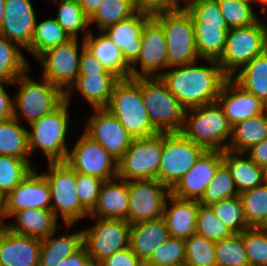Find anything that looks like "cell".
<instances>
[{
	"label": "cell",
	"mask_w": 267,
	"mask_h": 266,
	"mask_svg": "<svg viewBox=\"0 0 267 266\" xmlns=\"http://www.w3.org/2000/svg\"><path fill=\"white\" fill-rule=\"evenodd\" d=\"M205 60L209 65L172 66L168 71L160 73L161 80L171 94L186 109L215 103L220 91L229 78L215 59Z\"/></svg>",
	"instance_id": "obj_1"
},
{
	"label": "cell",
	"mask_w": 267,
	"mask_h": 266,
	"mask_svg": "<svg viewBox=\"0 0 267 266\" xmlns=\"http://www.w3.org/2000/svg\"><path fill=\"white\" fill-rule=\"evenodd\" d=\"M107 110L120 121L132 138H145L159 133L152 126L144 106L141 78L120 79L113 88Z\"/></svg>",
	"instance_id": "obj_2"
},
{
	"label": "cell",
	"mask_w": 267,
	"mask_h": 266,
	"mask_svg": "<svg viewBox=\"0 0 267 266\" xmlns=\"http://www.w3.org/2000/svg\"><path fill=\"white\" fill-rule=\"evenodd\" d=\"M181 132L206 150L224 151L228 148L227 139H231L232 126L215 102L186 110Z\"/></svg>",
	"instance_id": "obj_3"
},
{
	"label": "cell",
	"mask_w": 267,
	"mask_h": 266,
	"mask_svg": "<svg viewBox=\"0 0 267 266\" xmlns=\"http://www.w3.org/2000/svg\"><path fill=\"white\" fill-rule=\"evenodd\" d=\"M71 103L64 100L56 109L45 114L30 124L28 130L29 150L40 148L48 159V163L65 162L68 155L66 134L69 127V111Z\"/></svg>",
	"instance_id": "obj_4"
},
{
	"label": "cell",
	"mask_w": 267,
	"mask_h": 266,
	"mask_svg": "<svg viewBox=\"0 0 267 266\" xmlns=\"http://www.w3.org/2000/svg\"><path fill=\"white\" fill-rule=\"evenodd\" d=\"M43 83L31 79L25 72L11 84L18 85V92L13 97V117L25 118L29 124L56 109L64 100L65 92L43 78ZM20 114V115H19Z\"/></svg>",
	"instance_id": "obj_5"
},
{
	"label": "cell",
	"mask_w": 267,
	"mask_h": 266,
	"mask_svg": "<svg viewBox=\"0 0 267 266\" xmlns=\"http://www.w3.org/2000/svg\"><path fill=\"white\" fill-rule=\"evenodd\" d=\"M141 92L151 124L159 133L182 131L186 109L160 77L141 78Z\"/></svg>",
	"instance_id": "obj_6"
},
{
	"label": "cell",
	"mask_w": 267,
	"mask_h": 266,
	"mask_svg": "<svg viewBox=\"0 0 267 266\" xmlns=\"http://www.w3.org/2000/svg\"><path fill=\"white\" fill-rule=\"evenodd\" d=\"M267 49V25L261 21L231 28L227 32L224 50L217 59L222 71L231 78L237 70Z\"/></svg>",
	"instance_id": "obj_7"
},
{
	"label": "cell",
	"mask_w": 267,
	"mask_h": 266,
	"mask_svg": "<svg viewBox=\"0 0 267 266\" xmlns=\"http://www.w3.org/2000/svg\"><path fill=\"white\" fill-rule=\"evenodd\" d=\"M48 172H43L51 192V210L60 214L65 226L72 227L80 219L87 218L89 211L77 196L76 172L65 162L48 163ZM60 212V213H59Z\"/></svg>",
	"instance_id": "obj_8"
},
{
	"label": "cell",
	"mask_w": 267,
	"mask_h": 266,
	"mask_svg": "<svg viewBox=\"0 0 267 266\" xmlns=\"http://www.w3.org/2000/svg\"><path fill=\"white\" fill-rule=\"evenodd\" d=\"M161 23L167 44L168 68L197 62L193 22L184 6L154 15Z\"/></svg>",
	"instance_id": "obj_9"
},
{
	"label": "cell",
	"mask_w": 267,
	"mask_h": 266,
	"mask_svg": "<svg viewBox=\"0 0 267 266\" xmlns=\"http://www.w3.org/2000/svg\"><path fill=\"white\" fill-rule=\"evenodd\" d=\"M206 149L182 132L163 133V149L157 180L170 190L201 157Z\"/></svg>",
	"instance_id": "obj_10"
},
{
	"label": "cell",
	"mask_w": 267,
	"mask_h": 266,
	"mask_svg": "<svg viewBox=\"0 0 267 266\" xmlns=\"http://www.w3.org/2000/svg\"><path fill=\"white\" fill-rule=\"evenodd\" d=\"M163 149V133L133 138L131 145L118 161L117 177L126 181L156 179Z\"/></svg>",
	"instance_id": "obj_11"
},
{
	"label": "cell",
	"mask_w": 267,
	"mask_h": 266,
	"mask_svg": "<svg viewBox=\"0 0 267 266\" xmlns=\"http://www.w3.org/2000/svg\"><path fill=\"white\" fill-rule=\"evenodd\" d=\"M77 41V38H72L64 44L47 49L37 57L44 71L43 78L65 92V100L68 103L72 95L70 87L78 77L79 59L82 48L85 47L83 39L81 46ZM79 46L80 53L78 52Z\"/></svg>",
	"instance_id": "obj_12"
},
{
	"label": "cell",
	"mask_w": 267,
	"mask_h": 266,
	"mask_svg": "<svg viewBox=\"0 0 267 266\" xmlns=\"http://www.w3.org/2000/svg\"><path fill=\"white\" fill-rule=\"evenodd\" d=\"M128 223L131 225L163 217L171 190L157 179L128 181Z\"/></svg>",
	"instance_id": "obj_13"
},
{
	"label": "cell",
	"mask_w": 267,
	"mask_h": 266,
	"mask_svg": "<svg viewBox=\"0 0 267 266\" xmlns=\"http://www.w3.org/2000/svg\"><path fill=\"white\" fill-rule=\"evenodd\" d=\"M95 220L94 226L83 229V246L91 260L102 262L129 247L130 223L114 219Z\"/></svg>",
	"instance_id": "obj_14"
},
{
	"label": "cell",
	"mask_w": 267,
	"mask_h": 266,
	"mask_svg": "<svg viewBox=\"0 0 267 266\" xmlns=\"http://www.w3.org/2000/svg\"><path fill=\"white\" fill-rule=\"evenodd\" d=\"M142 46L137 59L130 65L131 78L160 77L161 70L168 68L167 44L161 23L151 16L141 32ZM137 63L140 70H137Z\"/></svg>",
	"instance_id": "obj_15"
},
{
	"label": "cell",
	"mask_w": 267,
	"mask_h": 266,
	"mask_svg": "<svg viewBox=\"0 0 267 266\" xmlns=\"http://www.w3.org/2000/svg\"><path fill=\"white\" fill-rule=\"evenodd\" d=\"M75 143L65 161L75 172L96 176L104 181L117 177L118 161L97 141L84 132Z\"/></svg>",
	"instance_id": "obj_16"
},
{
	"label": "cell",
	"mask_w": 267,
	"mask_h": 266,
	"mask_svg": "<svg viewBox=\"0 0 267 266\" xmlns=\"http://www.w3.org/2000/svg\"><path fill=\"white\" fill-rule=\"evenodd\" d=\"M94 112L84 132L119 161L131 145L132 136L107 109H94Z\"/></svg>",
	"instance_id": "obj_17"
},
{
	"label": "cell",
	"mask_w": 267,
	"mask_h": 266,
	"mask_svg": "<svg viewBox=\"0 0 267 266\" xmlns=\"http://www.w3.org/2000/svg\"><path fill=\"white\" fill-rule=\"evenodd\" d=\"M51 192L44 174L32 171L5 196V217L24 209L51 210Z\"/></svg>",
	"instance_id": "obj_18"
},
{
	"label": "cell",
	"mask_w": 267,
	"mask_h": 266,
	"mask_svg": "<svg viewBox=\"0 0 267 266\" xmlns=\"http://www.w3.org/2000/svg\"><path fill=\"white\" fill-rule=\"evenodd\" d=\"M224 151L206 150L196 164L171 189L177 198L199 201L218 166L223 162Z\"/></svg>",
	"instance_id": "obj_19"
},
{
	"label": "cell",
	"mask_w": 267,
	"mask_h": 266,
	"mask_svg": "<svg viewBox=\"0 0 267 266\" xmlns=\"http://www.w3.org/2000/svg\"><path fill=\"white\" fill-rule=\"evenodd\" d=\"M35 10L30 0H6L0 35L26 50L36 26Z\"/></svg>",
	"instance_id": "obj_20"
},
{
	"label": "cell",
	"mask_w": 267,
	"mask_h": 266,
	"mask_svg": "<svg viewBox=\"0 0 267 266\" xmlns=\"http://www.w3.org/2000/svg\"><path fill=\"white\" fill-rule=\"evenodd\" d=\"M216 102L231 126L267 111L261 99L245 91L232 78L225 81Z\"/></svg>",
	"instance_id": "obj_21"
},
{
	"label": "cell",
	"mask_w": 267,
	"mask_h": 266,
	"mask_svg": "<svg viewBox=\"0 0 267 266\" xmlns=\"http://www.w3.org/2000/svg\"><path fill=\"white\" fill-rule=\"evenodd\" d=\"M41 239L0 226V266H39Z\"/></svg>",
	"instance_id": "obj_22"
},
{
	"label": "cell",
	"mask_w": 267,
	"mask_h": 266,
	"mask_svg": "<svg viewBox=\"0 0 267 266\" xmlns=\"http://www.w3.org/2000/svg\"><path fill=\"white\" fill-rule=\"evenodd\" d=\"M151 17L137 12L128 19L110 25L102 32L120 49L123 58L131 65L138 57L142 41L141 32L145 22Z\"/></svg>",
	"instance_id": "obj_23"
},
{
	"label": "cell",
	"mask_w": 267,
	"mask_h": 266,
	"mask_svg": "<svg viewBox=\"0 0 267 266\" xmlns=\"http://www.w3.org/2000/svg\"><path fill=\"white\" fill-rule=\"evenodd\" d=\"M128 181L118 177L102 184L98 201L89 217L124 220L128 222Z\"/></svg>",
	"instance_id": "obj_24"
},
{
	"label": "cell",
	"mask_w": 267,
	"mask_h": 266,
	"mask_svg": "<svg viewBox=\"0 0 267 266\" xmlns=\"http://www.w3.org/2000/svg\"><path fill=\"white\" fill-rule=\"evenodd\" d=\"M198 209V201L180 199L170 194L163 213L170 236L185 240L195 234Z\"/></svg>",
	"instance_id": "obj_25"
},
{
	"label": "cell",
	"mask_w": 267,
	"mask_h": 266,
	"mask_svg": "<svg viewBox=\"0 0 267 266\" xmlns=\"http://www.w3.org/2000/svg\"><path fill=\"white\" fill-rule=\"evenodd\" d=\"M170 237L163 217L131 225L129 246L144 263Z\"/></svg>",
	"instance_id": "obj_26"
},
{
	"label": "cell",
	"mask_w": 267,
	"mask_h": 266,
	"mask_svg": "<svg viewBox=\"0 0 267 266\" xmlns=\"http://www.w3.org/2000/svg\"><path fill=\"white\" fill-rule=\"evenodd\" d=\"M120 78L113 72L78 74L75 87L94 109H107L115 84Z\"/></svg>",
	"instance_id": "obj_27"
},
{
	"label": "cell",
	"mask_w": 267,
	"mask_h": 266,
	"mask_svg": "<svg viewBox=\"0 0 267 266\" xmlns=\"http://www.w3.org/2000/svg\"><path fill=\"white\" fill-rule=\"evenodd\" d=\"M13 216L17 224H5V227L19 235L44 239L57 230L58 218L52 210L24 209Z\"/></svg>",
	"instance_id": "obj_28"
},
{
	"label": "cell",
	"mask_w": 267,
	"mask_h": 266,
	"mask_svg": "<svg viewBox=\"0 0 267 266\" xmlns=\"http://www.w3.org/2000/svg\"><path fill=\"white\" fill-rule=\"evenodd\" d=\"M95 37L92 31L85 37V48L103 65L120 79L131 78L130 65L123 58L120 49L101 31Z\"/></svg>",
	"instance_id": "obj_29"
},
{
	"label": "cell",
	"mask_w": 267,
	"mask_h": 266,
	"mask_svg": "<svg viewBox=\"0 0 267 266\" xmlns=\"http://www.w3.org/2000/svg\"><path fill=\"white\" fill-rule=\"evenodd\" d=\"M245 153L224 150L223 162L228 166L235 186L240 193L253 189L267 180V172L249 157L241 158Z\"/></svg>",
	"instance_id": "obj_30"
},
{
	"label": "cell",
	"mask_w": 267,
	"mask_h": 266,
	"mask_svg": "<svg viewBox=\"0 0 267 266\" xmlns=\"http://www.w3.org/2000/svg\"><path fill=\"white\" fill-rule=\"evenodd\" d=\"M55 232L41 239L39 266H57L62 259L74 254L83 246V230L73 234H62L54 238Z\"/></svg>",
	"instance_id": "obj_31"
},
{
	"label": "cell",
	"mask_w": 267,
	"mask_h": 266,
	"mask_svg": "<svg viewBox=\"0 0 267 266\" xmlns=\"http://www.w3.org/2000/svg\"><path fill=\"white\" fill-rule=\"evenodd\" d=\"M267 137V111L259 116L248 118L232 126L231 139L227 150L245 153L253 145Z\"/></svg>",
	"instance_id": "obj_32"
},
{
	"label": "cell",
	"mask_w": 267,
	"mask_h": 266,
	"mask_svg": "<svg viewBox=\"0 0 267 266\" xmlns=\"http://www.w3.org/2000/svg\"><path fill=\"white\" fill-rule=\"evenodd\" d=\"M245 91L267 105V49L231 77Z\"/></svg>",
	"instance_id": "obj_33"
},
{
	"label": "cell",
	"mask_w": 267,
	"mask_h": 266,
	"mask_svg": "<svg viewBox=\"0 0 267 266\" xmlns=\"http://www.w3.org/2000/svg\"><path fill=\"white\" fill-rule=\"evenodd\" d=\"M20 123L14 117L0 121V155L29 160L28 130Z\"/></svg>",
	"instance_id": "obj_34"
},
{
	"label": "cell",
	"mask_w": 267,
	"mask_h": 266,
	"mask_svg": "<svg viewBox=\"0 0 267 266\" xmlns=\"http://www.w3.org/2000/svg\"><path fill=\"white\" fill-rule=\"evenodd\" d=\"M197 53L201 59L217 60L225 46L227 32L221 24H193Z\"/></svg>",
	"instance_id": "obj_35"
},
{
	"label": "cell",
	"mask_w": 267,
	"mask_h": 266,
	"mask_svg": "<svg viewBox=\"0 0 267 266\" xmlns=\"http://www.w3.org/2000/svg\"><path fill=\"white\" fill-rule=\"evenodd\" d=\"M28 69L20 46L0 35V83L8 85Z\"/></svg>",
	"instance_id": "obj_36"
},
{
	"label": "cell",
	"mask_w": 267,
	"mask_h": 266,
	"mask_svg": "<svg viewBox=\"0 0 267 266\" xmlns=\"http://www.w3.org/2000/svg\"><path fill=\"white\" fill-rule=\"evenodd\" d=\"M72 39L58 24L55 18L36 23L34 35L27 49L34 57H38L51 47L64 44Z\"/></svg>",
	"instance_id": "obj_37"
},
{
	"label": "cell",
	"mask_w": 267,
	"mask_h": 266,
	"mask_svg": "<svg viewBox=\"0 0 267 266\" xmlns=\"http://www.w3.org/2000/svg\"><path fill=\"white\" fill-rule=\"evenodd\" d=\"M60 2L56 21L63 28V30L71 37L78 38V34L81 30L85 33V37L89 34L91 29L88 26L89 17L86 15L78 0H48ZM87 29V30H86Z\"/></svg>",
	"instance_id": "obj_38"
},
{
	"label": "cell",
	"mask_w": 267,
	"mask_h": 266,
	"mask_svg": "<svg viewBox=\"0 0 267 266\" xmlns=\"http://www.w3.org/2000/svg\"><path fill=\"white\" fill-rule=\"evenodd\" d=\"M249 227H267V180L239 194Z\"/></svg>",
	"instance_id": "obj_39"
},
{
	"label": "cell",
	"mask_w": 267,
	"mask_h": 266,
	"mask_svg": "<svg viewBox=\"0 0 267 266\" xmlns=\"http://www.w3.org/2000/svg\"><path fill=\"white\" fill-rule=\"evenodd\" d=\"M239 196L231 172L228 166L222 162L206 187L202 197L198 201L199 205L211 206L222 199H229Z\"/></svg>",
	"instance_id": "obj_40"
},
{
	"label": "cell",
	"mask_w": 267,
	"mask_h": 266,
	"mask_svg": "<svg viewBox=\"0 0 267 266\" xmlns=\"http://www.w3.org/2000/svg\"><path fill=\"white\" fill-rule=\"evenodd\" d=\"M134 0H103L95 13L89 18V24L96 21L100 30L135 15Z\"/></svg>",
	"instance_id": "obj_41"
},
{
	"label": "cell",
	"mask_w": 267,
	"mask_h": 266,
	"mask_svg": "<svg viewBox=\"0 0 267 266\" xmlns=\"http://www.w3.org/2000/svg\"><path fill=\"white\" fill-rule=\"evenodd\" d=\"M30 160L0 155V193L5 196L32 171Z\"/></svg>",
	"instance_id": "obj_42"
},
{
	"label": "cell",
	"mask_w": 267,
	"mask_h": 266,
	"mask_svg": "<svg viewBox=\"0 0 267 266\" xmlns=\"http://www.w3.org/2000/svg\"><path fill=\"white\" fill-rule=\"evenodd\" d=\"M216 217L234 233H242L249 228L239 196L222 199L210 206Z\"/></svg>",
	"instance_id": "obj_43"
},
{
	"label": "cell",
	"mask_w": 267,
	"mask_h": 266,
	"mask_svg": "<svg viewBox=\"0 0 267 266\" xmlns=\"http://www.w3.org/2000/svg\"><path fill=\"white\" fill-rule=\"evenodd\" d=\"M185 240L170 236L158 246L145 266H185Z\"/></svg>",
	"instance_id": "obj_44"
},
{
	"label": "cell",
	"mask_w": 267,
	"mask_h": 266,
	"mask_svg": "<svg viewBox=\"0 0 267 266\" xmlns=\"http://www.w3.org/2000/svg\"><path fill=\"white\" fill-rule=\"evenodd\" d=\"M186 260L185 266H214L215 241L198 234L185 239Z\"/></svg>",
	"instance_id": "obj_45"
},
{
	"label": "cell",
	"mask_w": 267,
	"mask_h": 266,
	"mask_svg": "<svg viewBox=\"0 0 267 266\" xmlns=\"http://www.w3.org/2000/svg\"><path fill=\"white\" fill-rule=\"evenodd\" d=\"M216 263L227 266H249L248 256L240 233L215 242Z\"/></svg>",
	"instance_id": "obj_46"
},
{
	"label": "cell",
	"mask_w": 267,
	"mask_h": 266,
	"mask_svg": "<svg viewBox=\"0 0 267 266\" xmlns=\"http://www.w3.org/2000/svg\"><path fill=\"white\" fill-rule=\"evenodd\" d=\"M218 5L229 29L250 26L259 20L250 2L244 0H218Z\"/></svg>",
	"instance_id": "obj_47"
},
{
	"label": "cell",
	"mask_w": 267,
	"mask_h": 266,
	"mask_svg": "<svg viewBox=\"0 0 267 266\" xmlns=\"http://www.w3.org/2000/svg\"><path fill=\"white\" fill-rule=\"evenodd\" d=\"M249 266H267V228L249 227L240 233Z\"/></svg>",
	"instance_id": "obj_48"
},
{
	"label": "cell",
	"mask_w": 267,
	"mask_h": 266,
	"mask_svg": "<svg viewBox=\"0 0 267 266\" xmlns=\"http://www.w3.org/2000/svg\"><path fill=\"white\" fill-rule=\"evenodd\" d=\"M196 234L216 242L229 238L235 233L216 217L210 206L199 205Z\"/></svg>",
	"instance_id": "obj_49"
},
{
	"label": "cell",
	"mask_w": 267,
	"mask_h": 266,
	"mask_svg": "<svg viewBox=\"0 0 267 266\" xmlns=\"http://www.w3.org/2000/svg\"><path fill=\"white\" fill-rule=\"evenodd\" d=\"M184 1V7L190 13L193 24H221V29H229L220 11L218 0Z\"/></svg>",
	"instance_id": "obj_50"
},
{
	"label": "cell",
	"mask_w": 267,
	"mask_h": 266,
	"mask_svg": "<svg viewBox=\"0 0 267 266\" xmlns=\"http://www.w3.org/2000/svg\"><path fill=\"white\" fill-rule=\"evenodd\" d=\"M103 183L104 180L99 177L76 172L77 196L89 212L94 209L98 201Z\"/></svg>",
	"instance_id": "obj_51"
},
{
	"label": "cell",
	"mask_w": 267,
	"mask_h": 266,
	"mask_svg": "<svg viewBox=\"0 0 267 266\" xmlns=\"http://www.w3.org/2000/svg\"><path fill=\"white\" fill-rule=\"evenodd\" d=\"M184 0H134L136 10L154 16L181 8Z\"/></svg>",
	"instance_id": "obj_52"
},
{
	"label": "cell",
	"mask_w": 267,
	"mask_h": 266,
	"mask_svg": "<svg viewBox=\"0 0 267 266\" xmlns=\"http://www.w3.org/2000/svg\"><path fill=\"white\" fill-rule=\"evenodd\" d=\"M103 262L104 266H145V263L129 247L115 252Z\"/></svg>",
	"instance_id": "obj_53"
},
{
	"label": "cell",
	"mask_w": 267,
	"mask_h": 266,
	"mask_svg": "<svg viewBox=\"0 0 267 266\" xmlns=\"http://www.w3.org/2000/svg\"><path fill=\"white\" fill-rule=\"evenodd\" d=\"M93 72H111L84 47L79 59V74H89Z\"/></svg>",
	"instance_id": "obj_54"
},
{
	"label": "cell",
	"mask_w": 267,
	"mask_h": 266,
	"mask_svg": "<svg viewBox=\"0 0 267 266\" xmlns=\"http://www.w3.org/2000/svg\"><path fill=\"white\" fill-rule=\"evenodd\" d=\"M246 153H249L248 157L253 162L267 171V137L258 144L253 145Z\"/></svg>",
	"instance_id": "obj_55"
},
{
	"label": "cell",
	"mask_w": 267,
	"mask_h": 266,
	"mask_svg": "<svg viewBox=\"0 0 267 266\" xmlns=\"http://www.w3.org/2000/svg\"><path fill=\"white\" fill-rule=\"evenodd\" d=\"M0 83V121L13 117V98L6 93L4 85Z\"/></svg>",
	"instance_id": "obj_56"
},
{
	"label": "cell",
	"mask_w": 267,
	"mask_h": 266,
	"mask_svg": "<svg viewBox=\"0 0 267 266\" xmlns=\"http://www.w3.org/2000/svg\"><path fill=\"white\" fill-rule=\"evenodd\" d=\"M90 260V256L87 254L86 248L82 246L74 254L62 259L57 266H86Z\"/></svg>",
	"instance_id": "obj_57"
},
{
	"label": "cell",
	"mask_w": 267,
	"mask_h": 266,
	"mask_svg": "<svg viewBox=\"0 0 267 266\" xmlns=\"http://www.w3.org/2000/svg\"><path fill=\"white\" fill-rule=\"evenodd\" d=\"M103 0H78V3L90 18L98 9Z\"/></svg>",
	"instance_id": "obj_58"
},
{
	"label": "cell",
	"mask_w": 267,
	"mask_h": 266,
	"mask_svg": "<svg viewBox=\"0 0 267 266\" xmlns=\"http://www.w3.org/2000/svg\"><path fill=\"white\" fill-rule=\"evenodd\" d=\"M5 217V198L0 193V226H5L4 221Z\"/></svg>",
	"instance_id": "obj_59"
},
{
	"label": "cell",
	"mask_w": 267,
	"mask_h": 266,
	"mask_svg": "<svg viewBox=\"0 0 267 266\" xmlns=\"http://www.w3.org/2000/svg\"><path fill=\"white\" fill-rule=\"evenodd\" d=\"M5 1L6 0H0V29H1L2 20L4 18Z\"/></svg>",
	"instance_id": "obj_60"
},
{
	"label": "cell",
	"mask_w": 267,
	"mask_h": 266,
	"mask_svg": "<svg viewBox=\"0 0 267 266\" xmlns=\"http://www.w3.org/2000/svg\"><path fill=\"white\" fill-rule=\"evenodd\" d=\"M253 2H258L261 4L260 6H262L261 11L263 12V14L267 12V0H253Z\"/></svg>",
	"instance_id": "obj_61"
},
{
	"label": "cell",
	"mask_w": 267,
	"mask_h": 266,
	"mask_svg": "<svg viewBox=\"0 0 267 266\" xmlns=\"http://www.w3.org/2000/svg\"><path fill=\"white\" fill-rule=\"evenodd\" d=\"M86 266H104V265L103 262L94 261L90 259Z\"/></svg>",
	"instance_id": "obj_62"
},
{
	"label": "cell",
	"mask_w": 267,
	"mask_h": 266,
	"mask_svg": "<svg viewBox=\"0 0 267 266\" xmlns=\"http://www.w3.org/2000/svg\"><path fill=\"white\" fill-rule=\"evenodd\" d=\"M214 266H227V265L221 264V263H216Z\"/></svg>",
	"instance_id": "obj_63"
},
{
	"label": "cell",
	"mask_w": 267,
	"mask_h": 266,
	"mask_svg": "<svg viewBox=\"0 0 267 266\" xmlns=\"http://www.w3.org/2000/svg\"><path fill=\"white\" fill-rule=\"evenodd\" d=\"M244 1H247V2L253 3V0H244Z\"/></svg>",
	"instance_id": "obj_64"
}]
</instances>
